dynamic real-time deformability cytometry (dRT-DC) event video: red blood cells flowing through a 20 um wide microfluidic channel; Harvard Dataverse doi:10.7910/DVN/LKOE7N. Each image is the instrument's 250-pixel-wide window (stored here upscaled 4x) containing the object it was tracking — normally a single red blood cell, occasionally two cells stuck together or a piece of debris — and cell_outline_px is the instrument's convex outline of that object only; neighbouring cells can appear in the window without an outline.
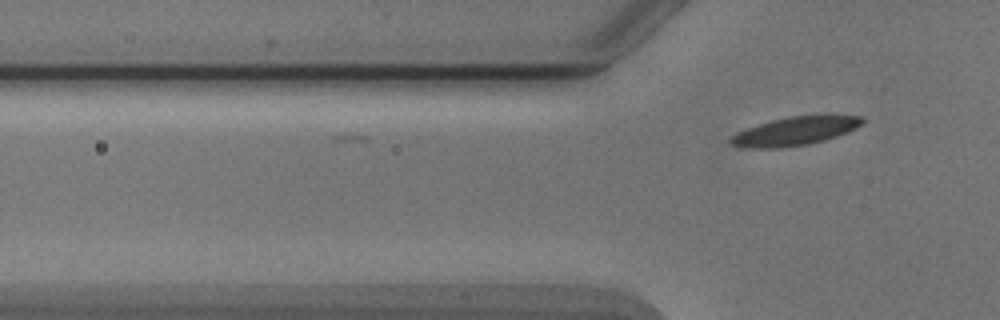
{"species": "Egyptian fruit bat (a non-hibernating species)", "species_latin": "Rousettus aegyptiacus", "temperature_condition": "cold", "stored_images_in_passage": 3, "camera_frame_rate_fps": 3000, "um_per_image_px": 0.085, "animal": {"sex": "male"}, "frame": {"image": 1, "passage_image": 3, "time_ms": 0.667, "image_size_px": [1000, 320], "cell_outline_px": [[864, 120], [856, 128], [848, 132], [824, 140], [808, 144], [776, 148], [740, 148], [728, 144], [728, 140], [736, 132], [772, 120], [792, 116], [824, 112], [860, 116]], "centroid_in_image_um": [67.6, 11.11], "position_along_channel_um": 58.2, "area_um2": 22.48}}